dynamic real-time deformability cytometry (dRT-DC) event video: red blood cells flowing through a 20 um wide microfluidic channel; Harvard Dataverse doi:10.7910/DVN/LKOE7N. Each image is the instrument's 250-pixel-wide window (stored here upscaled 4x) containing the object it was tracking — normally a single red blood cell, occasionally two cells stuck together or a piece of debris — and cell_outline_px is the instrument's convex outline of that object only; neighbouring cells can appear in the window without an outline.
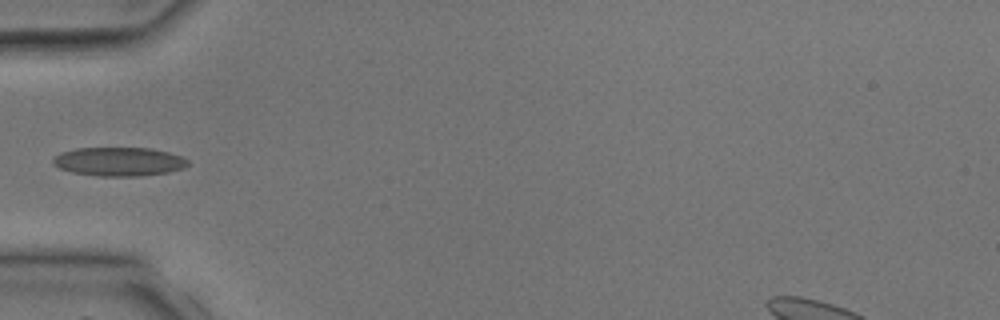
{"species": "common noctule bat (a hibernating species)", "species_latin": "Nyctalus noctula", "temperature_condition": "room temperature", "stored_images_in_passage": 3, "camera_frame_rate_fps": 3000, "um_per_image_px": 0.085, "animal": {"sex": "male", "body_mass_g": 17.9, "forearm_length_mm": 54.2}, "frame": {"image": 1, "passage_image": 3, "time_ms": 2.333, "image_size_px": [1000, 320], "cell_outline_px": [[188, 164], [184, 168], [168, 172], [140, 176], [100, 176], [72, 172], [60, 168], [52, 164], [52, 160], [60, 152], [76, 148], [148, 148], [168, 152], [180, 156], [188, 160]], "centroid_in_image_um": [10.09, 13.73], "position_along_channel_um": 74.9, "area_um2": 22.54}}